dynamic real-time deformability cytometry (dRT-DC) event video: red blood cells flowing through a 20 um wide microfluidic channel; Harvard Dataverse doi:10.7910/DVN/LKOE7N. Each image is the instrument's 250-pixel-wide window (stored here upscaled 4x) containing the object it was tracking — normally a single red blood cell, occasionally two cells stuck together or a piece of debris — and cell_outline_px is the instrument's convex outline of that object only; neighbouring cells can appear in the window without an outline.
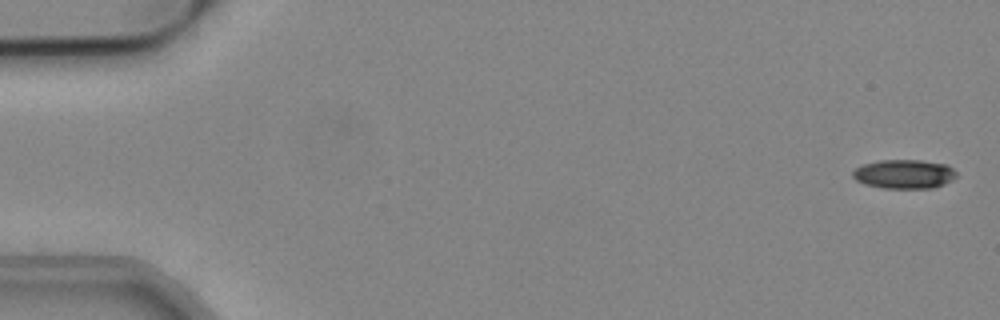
{"species": "common noctule bat (a hibernating species)", "species_latin": "Nyctalus noctula", "temperature_condition": "cold", "stored_images_in_passage": 52, "camera_frame_rate_fps": 3000, "um_per_image_px": 0.085, "animal": {"sex": "male", "body_mass_g": 19.2, "forearm_length_mm": 51.8}, "frame": {"image": 1, "passage_image": 2, "time_ms": 0.333, "image_size_px": [1000, 320], "cell_outline_px": [[956, 176], [952, 180], [944, 184], [932, 188], [884, 188], [864, 184], [856, 180], [852, 176], [852, 172], [856, 168], [864, 164], [880, 160], [920, 160], [948, 164], [956, 172]], "centroid_in_image_um": [76.86, 14.79], "position_along_channel_um": 8.1, "area_um2": 17.57}}
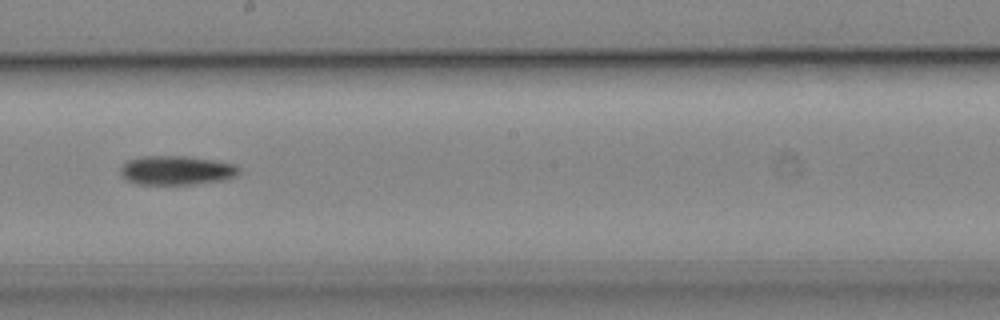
{"frame": {"image": 2, "passage_image": 31, "time_ms": 10.0, "image_size_px": [1000, 320], "cell_outline_px": [[240, 172], [236, 176], [224, 180], [192, 184], [136, 184], [128, 180], [120, 172], [120, 168], [128, 160], [144, 156], [184, 156], [216, 160], [236, 164], [240, 168]], "centroid_in_image_um": [15.05, 14.47], "position_along_channel_um": 233.1, "area_um2": 20.11}}
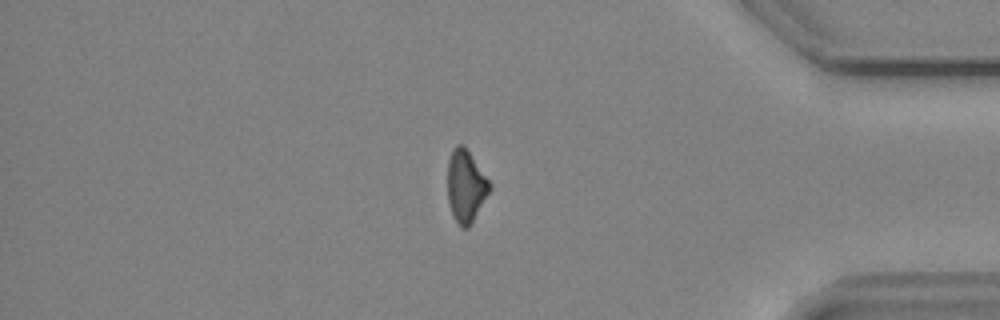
{"frame": {"image": 3, "passage_image": 46, "time_ms": 15.0, "image_size_px": [1000, 320], "cell_outline_px": [[492, 188], [468, 228], [460, 228], [452, 216], [448, 200], [448, 160], [452, 148], [456, 144], [464, 144], [492, 184]], "centroid_in_image_um": [39.59, 15.8], "position_along_channel_um": 395.6, "area_um2": 17.92}}